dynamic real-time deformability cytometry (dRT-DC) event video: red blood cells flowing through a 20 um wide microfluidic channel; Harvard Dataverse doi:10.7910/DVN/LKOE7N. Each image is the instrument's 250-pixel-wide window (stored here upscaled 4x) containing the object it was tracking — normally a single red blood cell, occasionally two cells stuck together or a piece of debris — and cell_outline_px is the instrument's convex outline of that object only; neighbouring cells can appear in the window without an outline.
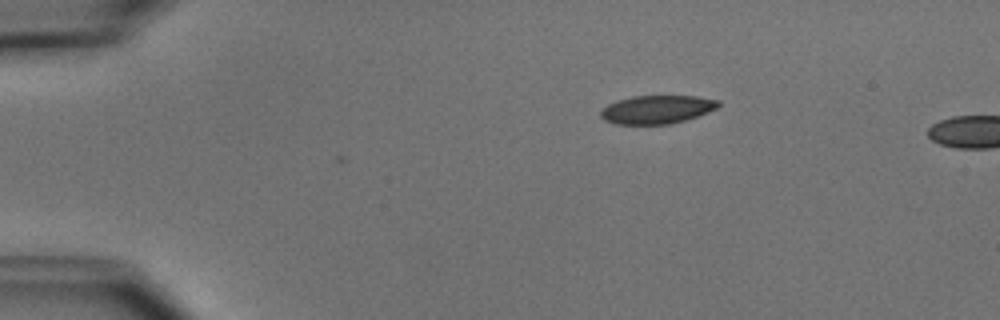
{"species": "common noctule bat (a hibernating species)", "species_latin": "Nyctalus noctula", "temperature_condition": "cold", "stored_images_in_passage": 3, "camera_frame_rate_fps": 3000, "um_per_image_px": 0.085, "animal": {"sex": "male", "body_mass_g": 15.6}, "frame": {"image": 1, "passage_image": 3, "time_ms": 3.333, "image_size_px": [1000, 320], "cell_outline_px": [[720, 104], [716, 108], [708, 112], [684, 120], [668, 124], [616, 124], [604, 120], [600, 116], [600, 112], [608, 104], [616, 100], [632, 96], [696, 96], [720, 100]], "centroid_in_image_um": [55.82, 9.3], "position_along_channel_um": 29.2, "area_um2": 19.36}}